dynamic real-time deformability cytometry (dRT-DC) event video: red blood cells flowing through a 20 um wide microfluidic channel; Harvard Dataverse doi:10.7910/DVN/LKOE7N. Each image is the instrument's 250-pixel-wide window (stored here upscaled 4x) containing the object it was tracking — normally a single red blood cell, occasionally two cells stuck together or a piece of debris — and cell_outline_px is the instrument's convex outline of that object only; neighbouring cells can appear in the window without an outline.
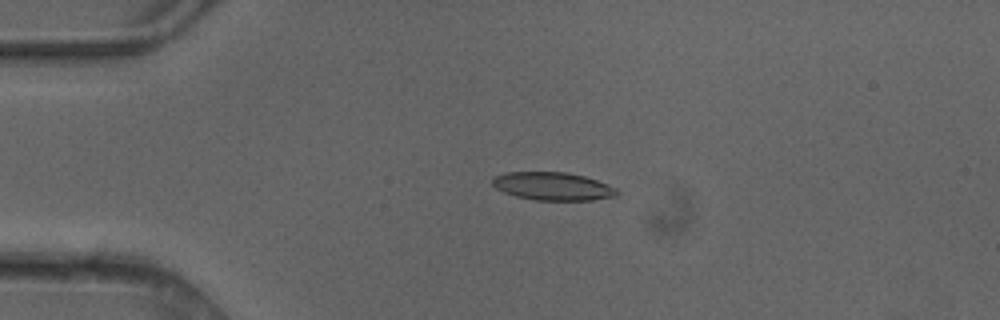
{"species": "common noctule bat (a hibernating species)", "species_latin": "Nyctalus noctula", "temperature_condition": "cold", "stored_images_in_passage": 4, "camera_frame_rate_fps": 3000, "um_per_image_px": 0.085, "animal": {"sex": "female"}, "frame": {"image": 1, "passage_image": 2, "time_ms": 0.333, "image_size_px": [1000, 320], "cell_outline_px": [[620, 192], [616, 196], [592, 200], [536, 200], [516, 196], [504, 192], [496, 188], [492, 184], [492, 176], [504, 172], [568, 172], [584, 176], [596, 180], [616, 188]], "centroid_in_image_um": [46.96, 15.82], "position_along_channel_um": 38.0, "area_um2": 20.4}}
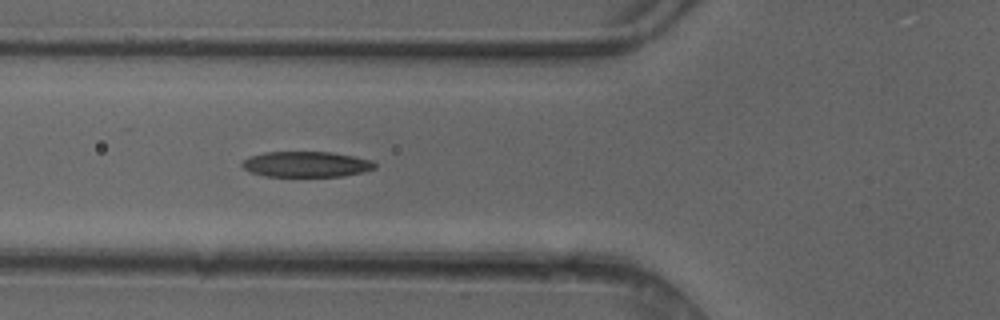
{"frame": {"image": 2, "passage_image": 4, "time_ms": 1.0, "image_size_px": [1000, 320], "cell_outline_px": [[376, 168], [364, 172], [344, 176], [264, 176], [252, 172], [244, 168], [240, 164], [248, 156], [264, 152], [332, 152], [372, 160], [376, 164]], "centroid_in_image_um": [26.04, 13.96], "position_along_channel_um": 99.8, "area_um2": 19.83}}